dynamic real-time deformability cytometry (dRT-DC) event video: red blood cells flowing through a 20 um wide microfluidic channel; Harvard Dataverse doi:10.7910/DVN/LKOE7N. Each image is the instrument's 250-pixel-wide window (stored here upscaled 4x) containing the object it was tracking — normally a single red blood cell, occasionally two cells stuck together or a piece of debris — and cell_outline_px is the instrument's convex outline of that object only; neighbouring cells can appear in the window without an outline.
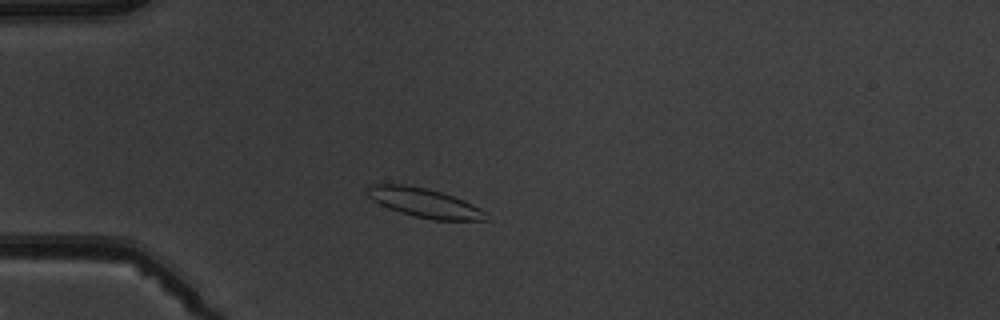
{"species": "common noctule bat (a hibernating species)", "species_latin": "Nyctalus noctula", "temperature_condition": "warm", "stored_images_in_passage": 1, "camera_frame_rate_fps": 3000, "um_per_image_px": 0.085, "animal": {"sex": "male", "body_mass_g": 19.5, "forearm_length_mm": 54.6}, "frame": {"image": 1, "passage_image": 1, "time_ms": 0.0, "image_size_px": [1000, 320], "cell_outline_px": [[492, 220], [432, 220], [400, 212], [388, 208], [372, 200], [364, 192], [368, 184], [404, 184], [428, 188], [464, 200], [480, 208]], "centroid_in_image_um": [36.04, 17.23], "position_along_channel_um": 49.0, "area_um2": 20.29}}